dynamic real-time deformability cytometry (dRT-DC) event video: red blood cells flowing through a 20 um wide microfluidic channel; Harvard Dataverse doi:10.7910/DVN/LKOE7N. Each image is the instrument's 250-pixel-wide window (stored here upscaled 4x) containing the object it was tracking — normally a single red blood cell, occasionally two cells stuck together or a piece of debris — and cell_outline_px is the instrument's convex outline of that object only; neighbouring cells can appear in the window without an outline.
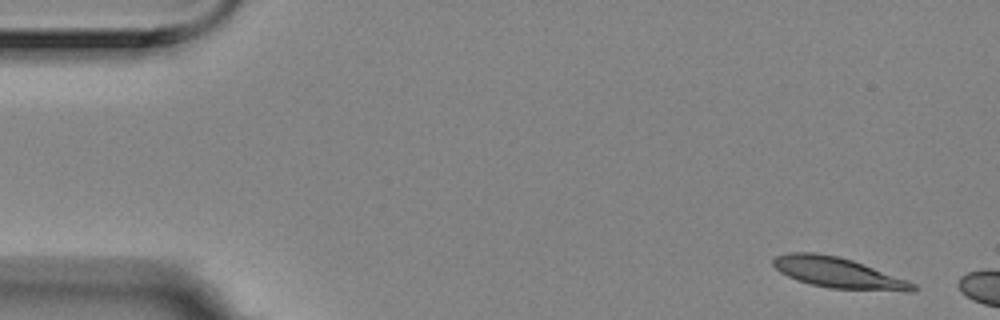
{"species": "Egyptian fruit bat (a non-hibernating species)", "species_latin": "Rousettus aegyptiacus", "temperature_condition": "room temperature", "stored_images_in_passage": 4, "camera_frame_rate_fps": 3000, "um_per_image_px": 0.085, "animal": {"sex": "female"}, "frame": {"image": 1, "passage_image": 1, "time_ms": 0.0, "image_size_px": [1000, 320], "cell_outline_px": [[920, 288], [916, 292], [908, 292], [828, 288], [796, 280], [780, 272], [772, 264], [772, 260], [776, 256], [788, 252], [816, 252], [840, 256], [852, 260], [908, 280], [916, 284]], "centroid_in_image_um": [71.29, 23.19], "position_along_channel_um": 13.7, "area_um2": 25.26}}